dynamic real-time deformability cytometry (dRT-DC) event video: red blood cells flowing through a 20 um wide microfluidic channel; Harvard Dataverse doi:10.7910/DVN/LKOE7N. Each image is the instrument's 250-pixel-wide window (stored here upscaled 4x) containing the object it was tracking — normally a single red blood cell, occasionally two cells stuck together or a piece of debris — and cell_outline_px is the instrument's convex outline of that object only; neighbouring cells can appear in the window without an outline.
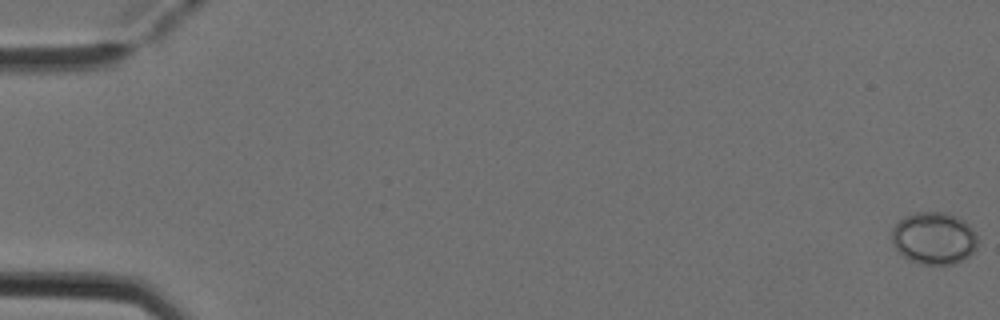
{"species": "Egyptian fruit bat (a non-hibernating species)", "species_latin": "Rousettus aegyptiacus", "temperature_condition": "cold", "stored_images_in_passage": 5, "camera_frame_rate_fps": 3000, "um_per_image_px": 0.085, "animal": {"sex": "female"}, "frame": {"image": 1, "passage_image": 1, "time_ms": 0.0, "image_size_px": [1000, 320], "cell_outline_px": [[976, 248], [964, 260], [952, 264], [920, 264], [904, 256], [896, 248], [892, 240], [892, 228], [904, 216], [916, 212], [948, 212], [964, 220], [976, 232]], "centroid_in_image_um": [79.4, 20.23], "position_along_channel_um": 5.6, "area_um2": 26.07}}